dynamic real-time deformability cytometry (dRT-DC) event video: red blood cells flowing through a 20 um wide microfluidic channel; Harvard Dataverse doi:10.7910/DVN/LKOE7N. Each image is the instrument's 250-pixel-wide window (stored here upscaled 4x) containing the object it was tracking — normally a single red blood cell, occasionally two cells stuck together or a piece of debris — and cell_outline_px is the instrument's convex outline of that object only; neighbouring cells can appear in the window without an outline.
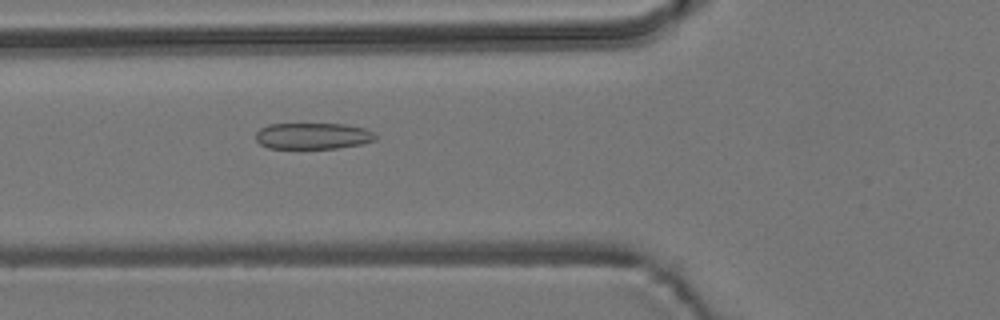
{"species": "common noctule bat (a hibernating species)", "species_latin": "Nyctalus noctula", "temperature_condition": "room temperature", "stored_images_in_passage": 36, "camera_frame_rate_fps": 3000, "um_per_image_px": 0.085, "animal": {"sex": "male", "body_mass_g": 19.2, "forearm_length_mm": 51.8}, "frame": {"image": 1, "passage_image": 5, "time_ms": 1.333, "image_size_px": [1000, 320], "cell_outline_px": [[380, 136], [376, 140], [364, 144], [336, 148], [268, 148], [260, 144], [256, 140], [256, 132], [260, 128], [268, 124], [344, 124], [364, 128]], "centroid_in_image_um": [26.62, 11.56], "position_along_channel_um": 99.2, "area_um2": 18.5}}
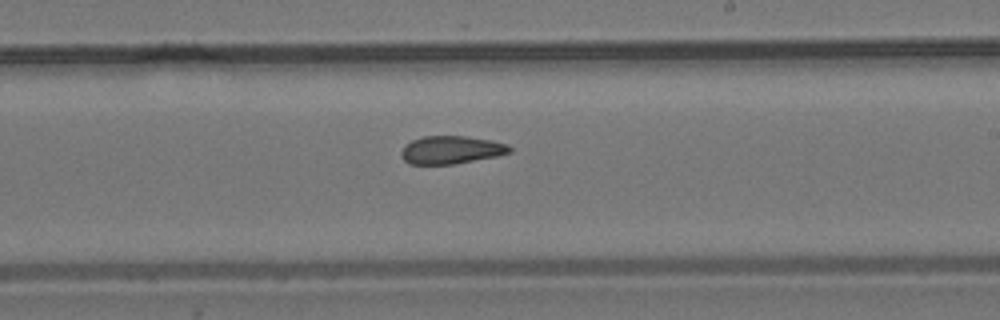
{"frame": {"image": 2, "passage_image": 17, "time_ms": 5.333, "image_size_px": [1000, 320], "cell_outline_px": [[512, 152], [496, 156], [452, 164], [408, 164], [400, 156], [400, 152], [404, 144], [412, 140], [424, 136], [464, 136], [492, 140], [508, 144], [512, 148]], "centroid_in_image_um": [38.32, 12.73], "position_along_channel_um": 250.7, "area_um2": 17.74}}
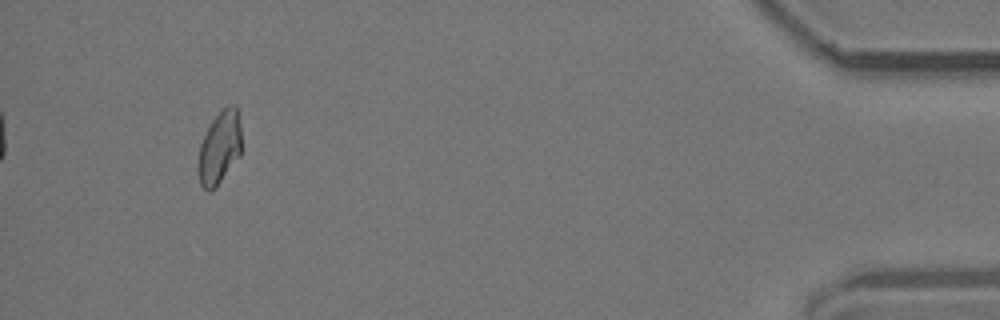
{"frame": {"image": 3, "passage_image": 36, "time_ms": 11.667, "image_size_px": [1000, 320], "cell_outline_px": [[240, 156], [216, 188], [208, 192], [200, 184], [196, 168], [200, 144], [212, 120], [228, 104], [236, 104], [240, 124]], "centroid_in_image_um": [18.64, 12.59], "position_along_channel_um": 416.6, "area_um2": 18.55}, "authors_computed_cell_mechanics": {"area_um2": 18.3804, "velocity_mm_per_s": 3.7785, "shape_relaxation_time_tau1_ms": null, "shape_relaxation_time_tau2_ms": 3.278, "deformation_change_tau1": null, "deformation_change_tau2": 0.0958}}